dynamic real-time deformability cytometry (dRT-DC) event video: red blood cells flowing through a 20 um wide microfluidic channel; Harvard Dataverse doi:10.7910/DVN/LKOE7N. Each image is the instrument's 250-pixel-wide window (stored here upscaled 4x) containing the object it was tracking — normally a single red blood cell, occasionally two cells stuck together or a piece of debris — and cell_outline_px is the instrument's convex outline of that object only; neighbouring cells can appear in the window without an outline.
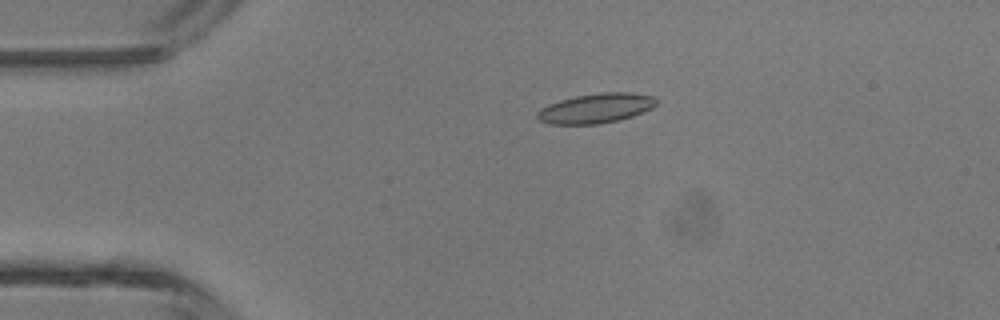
{"species": "common noctule bat (a hibernating species)", "species_latin": "Nyctalus noctula", "temperature_condition": "room temperature", "stored_images_in_passage": 1, "camera_frame_rate_fps": 3000, "um_per_image_px": 0.085, "animal": {"sex": "male", "body_mass_g": 13.3}, "frame": {"image": 1, "passage_image": 1, "time_ms": 0.0, "image_size_px": [1000, 320], "cell_outline_px": [[656, 104], [652, 108], [632, 116], [620, 120], [600, 124], [548, 124], [540, 120], [536, 116], [536, 112], [540, 108], [548, 104], [560, 100], [576, 96], [600, 92], [632, 92], [652, 96], [656, 100]], "centroid_in_image_um": [50.63, 9.2], "position_along_channel_um": 34.4, "area_um2": 20.69}}